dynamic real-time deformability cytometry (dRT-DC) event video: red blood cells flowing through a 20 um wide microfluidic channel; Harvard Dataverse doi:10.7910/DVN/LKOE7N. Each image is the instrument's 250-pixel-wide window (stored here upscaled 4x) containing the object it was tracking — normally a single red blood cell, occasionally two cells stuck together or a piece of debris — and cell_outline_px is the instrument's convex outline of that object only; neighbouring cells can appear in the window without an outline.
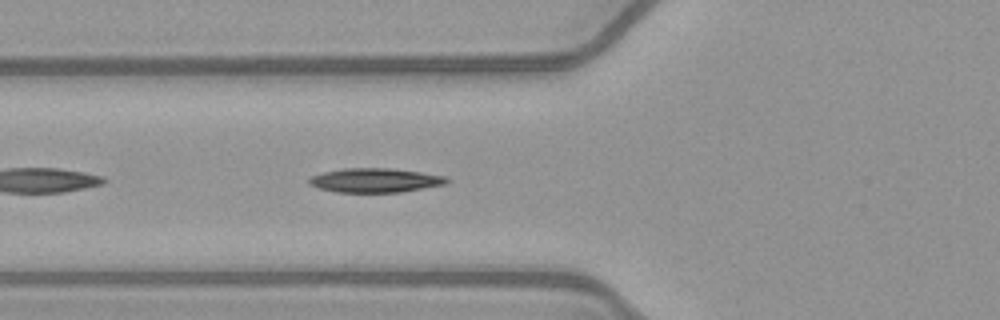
{"species": "common noctule bat (a hibernating species)", "species_latin": "Nyctalus noctula", "temperature_condition": "warm", "stored_images_in_passage": 35, "camera_frame_rate_fps": 3000, "um_per_image_px": 0.085, "animal": {"sex": "female", "body_mass_g": 21.9}, "frame": {"image": 1, "passage_image": 4, "time_ms": 1.0, "image_size_px": [1000, 320], "cell_outline_px": [[452, 180], [448, 184], [400, 192], [336, 192], [320, 188], [308, 184], [308, 180], [312, 176], [324, 172], [348, 168], [392, 168], [448, 176]], "centroid_in_image_um": [31.97, 15.32], "position_along_channel_um": 93.8, "area_um2": 19.48}}
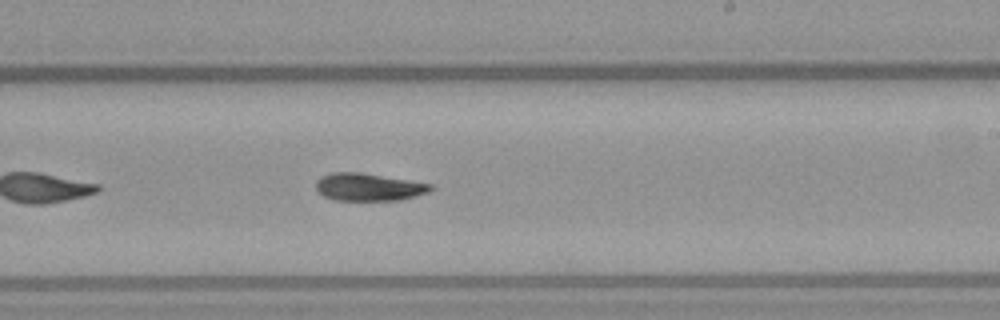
{"frame": {"image": 2, "passage_image": 16, "time_ms": 5.0, "image_size_px": [1000, 320], "cell_outline_px": [[432, 188], [428, 192], [416, 196], [400, 200], [336, 200], [324, 196], [316, 188], [316, 180], [320, 176], [332, 172], [360, 172], [432, 184]], "centroid_in_image_um": [31.31, 15.89], "position_along_channel_um": 257.7, "area_um2": 18.32}}
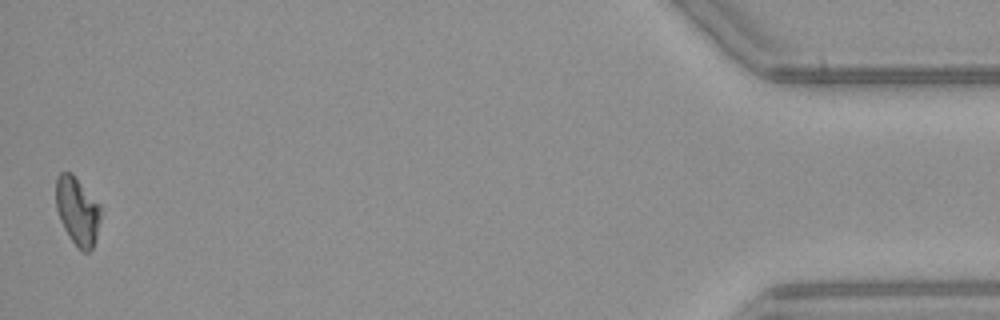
{"frame": {"image": 3, "passage_image": 35, "time_ms": 11.333, "image_size_px": [1000, 320], "cell_outline_px": [[100, 220], [96, 236], [92, 248], [88, 252], [80, 252], [64, 228], [60, 220], [56, 208], [56, 176], [60, 172], [72, 172], [100, 204]], "centroid_in_image_um": [6.57, 17.91], "position_along_channel_um": 428.6, "area_um2": 17.8}, "authors_computed_cell_mechanics": {"area_um2": 18.785, "velocity_mm_per_s": 4.0673, "shape_relaxation_time_tau1_ms": 6.6156, "shape_relaxation_time_tau2_ms": null, "deformation_change_tau1": 0.1812, "deformation_change_tau2": null}}